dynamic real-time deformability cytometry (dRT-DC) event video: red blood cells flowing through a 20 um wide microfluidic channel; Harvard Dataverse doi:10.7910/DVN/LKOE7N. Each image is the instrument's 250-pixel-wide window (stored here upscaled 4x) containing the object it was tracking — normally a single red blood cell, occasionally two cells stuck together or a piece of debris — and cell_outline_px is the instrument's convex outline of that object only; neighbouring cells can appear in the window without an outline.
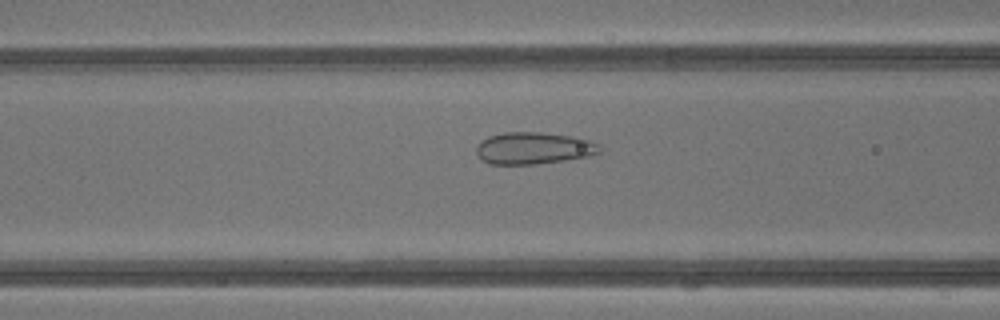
{"species": "common noctule bat (a hibernating species)", "species_latin": "Nyctalus noctula", "temperature_condition": "warm", "stored_images_in_passage": 39, "camera_frame_rate_fps": 3000, "um_per_image_px": 0.085, "animal": {"sex": "male", "body_mass_g": 13.3}, "frame": {"image": 1, "passage_image": 17, "time_ms": 5.333, "image_size_px": [1000, 320], "cell_outline_px": [[600, 152], [588, 156], [564, 160], [536, 164], [488, 164], [480, 160], [476, 152], [476, 144], [480, 140], [488, 136], [504, 132], [540, 132], [572, 136], [588, 140], [600, 144]], "centroid_in_image_um": [45.29, 12.59], "position_along_channel_um": 121.3, "area_um2": 23.12}}
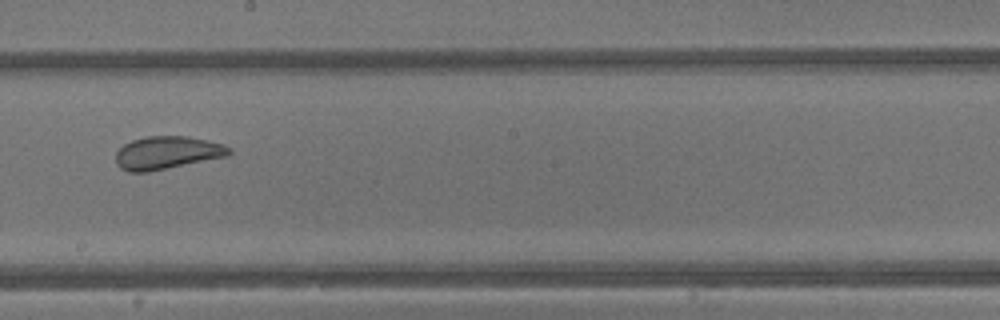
{"frame": {"image": 2, "passage_image": 24, "time_ms": 7.667, "image_size_px": [1000, 320], "cell_outline_px": [[232, 152], [228, 156], [148, 172], [128, 172], [120, 168], [116, 164], [116, 152], [124, 144], [132, 140], [144, 136], [188, 136], [208, 140], [224, 144], [232, 148]], "centroid_in_image_um": [14.22, 12.98], "position_along_channel_um": 234.0, "area_um2": 21.96}}
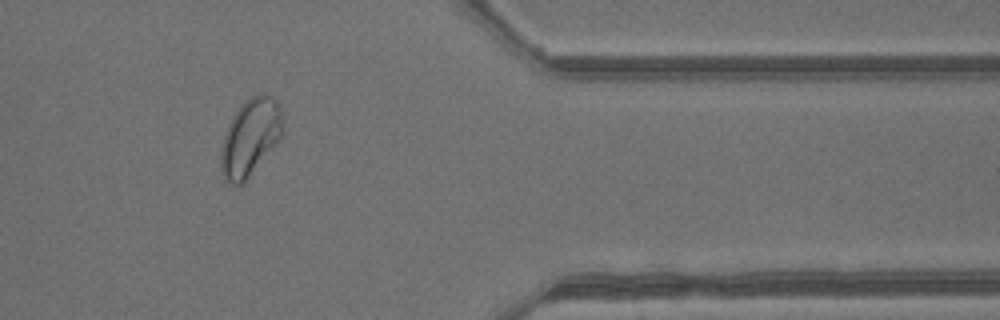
{"frame": {"image": 3, "passage_image": 35, "time_ms": 11.333, "image_size_px": [1000, 320], "cell_outline_px": [[284, 132], [280, 140], [244, 184], [228, 184], [224, 180], [220, 164], [220, 152], [224, 136], [232, 116], [240, 104], [244, 100], [252, 96], [264, 92], [272, 96], [276, 100], [280, 108], [284, 128]], "centroid_in_image_um": [21.29, 11.68], "position_along_channel_um": 390.1, "area_um2": 28.32}}